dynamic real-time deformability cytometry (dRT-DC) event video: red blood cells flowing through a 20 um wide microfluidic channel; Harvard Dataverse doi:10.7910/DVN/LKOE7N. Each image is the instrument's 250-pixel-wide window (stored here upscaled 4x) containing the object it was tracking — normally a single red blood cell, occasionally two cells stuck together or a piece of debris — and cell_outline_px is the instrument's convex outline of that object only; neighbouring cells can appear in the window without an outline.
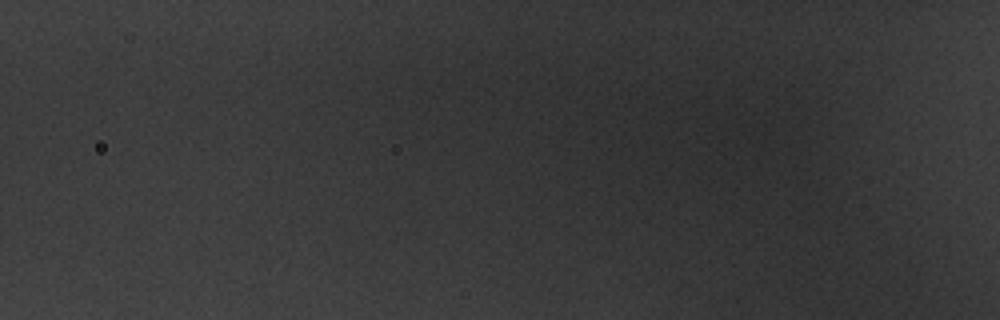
{"species": "common noctule bat (a hibernating species)", "species_latin": "Nyctalus noctula", "temperature_condition": "warm", "stored_images_in_passage": 4, "segment_of_instrument_passage": [2, 2], "camera_frame_rate_fps": 3000, "um_per_image_px": 0.085, "animal": {"sex": "male", "body_mass_g": 20.1, "forearm_length_mm": 53.5}, "frame": {"image": 1, "passage_image": 2, "time_ms": 0.333, "image_size_px": [1000, 320], "cell_outline_px": [[796, 164], [792, 168], [756, 156], [748, 144], [764, 124], [792, 128], [796, 152]], "centroid_in_image_um": [65.89, 12.32], "position_along_channel_um": 59.9, "area_um2": 10.58}}